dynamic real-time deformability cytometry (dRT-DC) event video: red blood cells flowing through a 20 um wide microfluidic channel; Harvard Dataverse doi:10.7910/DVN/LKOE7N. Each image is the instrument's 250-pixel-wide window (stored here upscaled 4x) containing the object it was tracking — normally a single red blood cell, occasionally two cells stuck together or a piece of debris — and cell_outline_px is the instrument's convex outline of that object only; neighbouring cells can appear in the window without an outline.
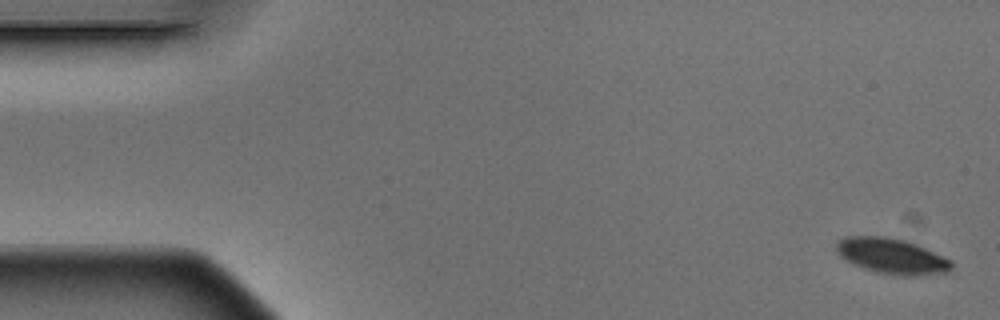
{"species": "Egyptian fruit bat (a non-hibernating species)", "species_latin": "Rousettus aegyptiacus", "temperature_condition": "warm", "stored_images_in_passage": 5, "camera_frame_rate_fps": 3000, "um_per_image_px": 0.085, "animal": {"sex": "male"}, "frame": {"image": 1, "passage_image": 1, "time_ms": 0.0, "image_size_px": [1000, 320], "cell_outline_px": [[952, 268], [948, 272], [924, 276], [900, 276], [876, 272], [852, 264], [840, 256], [836, 252], [836, 244], [844, 236], [888, 236], [904, 240], [916, 244], [952, 260]], "centroid_in_image_um": [75.81, 21.78], "position_along_channel_um": 9.2, "area_um2": 24.1}}
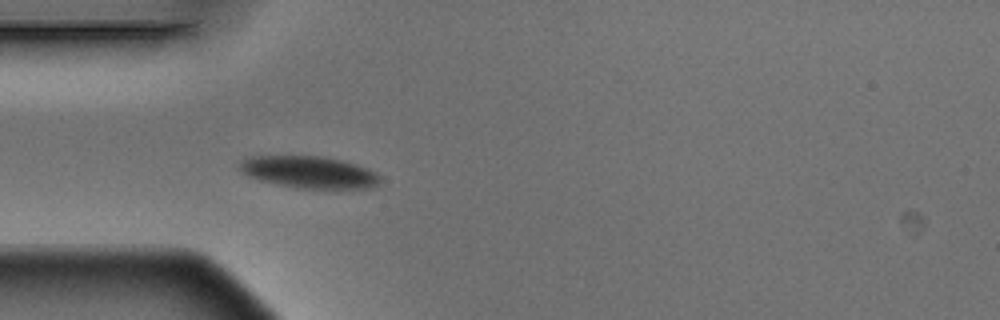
{"frame": {"image": 2, "passage_image": 5, "time_ms": 1.333, "image_size_px": [1000, 320], "cell_outline_px": [[380, 180], [372, 188], [296, 188], [276, 184], [260, 180], [248, 176], [240, 172], [236, 164], [240, 160], [248, 156], [324, 156], [344, 160], [368, 168], [376, 172], [380, 176]], "centroid_in_image_um": [26.22, 14.62], "position_along_channel_um": 58.8, "area_um2": 26.53}}